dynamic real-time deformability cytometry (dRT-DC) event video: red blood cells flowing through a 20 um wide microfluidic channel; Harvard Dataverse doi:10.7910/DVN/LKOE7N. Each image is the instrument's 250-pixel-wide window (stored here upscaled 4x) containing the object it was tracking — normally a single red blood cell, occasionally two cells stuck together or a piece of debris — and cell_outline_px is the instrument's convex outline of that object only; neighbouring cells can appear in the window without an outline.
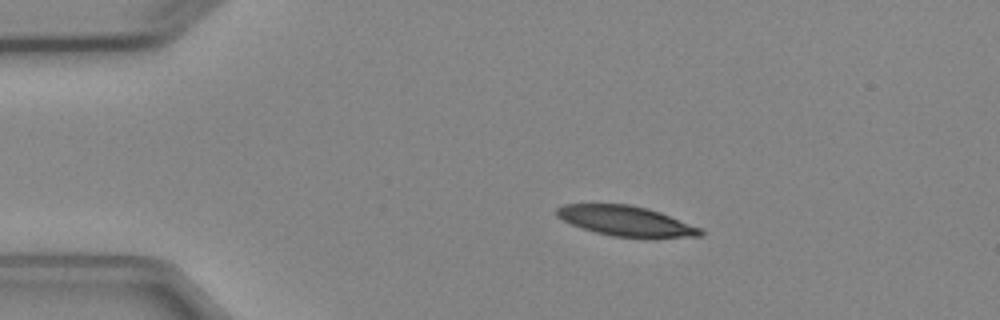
{"species": "Egyptian fruit bat (a non-hibernating species)", "species_latin": "Rousettus aegyptiacus", "temperature_condition": "cold", "stored_images_in_passage": 4, "camera_frame_rate_fps": 3000, "um_per_image_px": 0.085, "animal": {"sex": "female"}, "frame": {"image": 1, "passage_image": 1, "time_ms": 0.0, "image_size_px": [1000, 320], "cell_outline_px": [[704, 236], [612, 236], [580, 228], [556, 216], [556, 208], [564, 204], [628, 204], [648, 208], [660, 212], [700, 228], [704, 232]], "centroid_in_image_um": [53.14, 18.75], "position_along_channel_um": 31.9, "area_um2": 24.57}}